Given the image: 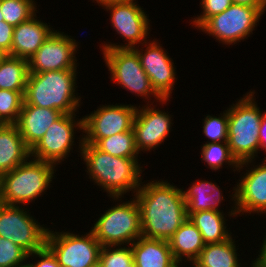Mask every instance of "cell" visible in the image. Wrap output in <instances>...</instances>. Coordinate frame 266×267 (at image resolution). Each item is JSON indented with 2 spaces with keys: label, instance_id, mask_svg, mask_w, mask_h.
<instances>
[{
  "label": "cell",
  "instance_id": "6da1fadb",
  "mask_svg": "<svg viewBox=\"0 0 266 267\" xmlns=\"http://www.w3.org/2000/svg\"><path fill=\"white\" fill-rule=\"evenodd\" d=\"M142 183L132 193L140 209L142 236L168 241L188 218L183 189L166 180Z\"/></svg>",
  "mask_w": 266,
  "mask_h": 267
},
{
  "label": "cell",
  "instance_id": "7a4b0ae2",
  "mask_svg": "<svg viewBox=\"0 0 266 267\" xmlns=\"http://www.w3.org/2000/svg\"><path fill=\"white\" fill-rule=\"evenodd\" d=\"M79 141L78 151L86 164L85 170L91 181L101 186L115 202L121 201L124 194L134 195L142 184V166L138 158H121L102 152L95 145ZM121 198V199H120ZM120 199V200H119Z\"/></svg>",
  "mask_w": 266,
  "mask_h": 267
},
{
  "label": "cell",
  "instance_id": "3957f363",
  "mask_svg": "<svg viewBox=\"0 0 266 267\" xmlns=\"http://www.w3.org/2000/svg\"><path fill=\"white\" fill-rule=\"evenodd\" d=\"M255 90L247 92L228 108L227 143L238 161L237 171L254 164L260 150L259 130L263 114L254 98ZM245 166V167H244ZM244 167V168H243Z\"/></svg>",
  "mask_w": 266,
  "mask_h": 267
},
{
  "label": "cell",
  "instance_id": "277c9868",
  "mask_svg": "<svg viewBox=\"0 0 266 267\" xmlns=\"http://www.w3.org/2000/svg\"><path fill=\"white\" fill-rule=\"evenodd\" d=\"M77 73V69L29 73L23 104L54 109L63 114L77 113L82 105L81 97L77 92L75 94Z\"/></svg>",
  "mask_w": 266,
  "mask_h": 267
},
{
  "label": "cell",
  "instance_id": "5b68a950",
  "mask_svg": "<svg viewBox=\"0 0 266 267\" xmlns=\"http://www.w3.org/2000/svg\"><path fill=\"white\" fill-rule=\"evenodd\" d=\"M30 159L0 176V203L24 206L47 192L55 178L56 165Z\"/></svg>",
  "mask_w": 266,
  "mask_h": 267
},
{
  "label": "cell",
  "instance_id": "8992f818",
  "mask_svg": "<svg viewBox=\"0 0 266 267\" xmlns=\"http://www.w3.org/2000/svg\"><path fill=\"white\" fill-rule=\"evenodd\" d=\"M92 225L91 231L102 246L131 245L142 236L140 209L136 198L116 203Z\"/></svg>",
  "mask_w": 266,
  "mask_h": 267
},
{
  "label": "cell",
  "instance_id": "52a82bcc",
  "mask_svg": "<svg viewBox=\"0 0 266 267\" xmlns=\"http://www.w3.org/2000/svg\"><path fill=\"white\" fill-rule=\"evenodd\" d=\"M105 66L111 73L110 79L117 85L150 100L151 96L162 105L170 99H162L152 88L150 79L141 66L137 52L131 48H116L101 50ZM151 95V96H150Z\"/></svg>",
  "mask_w": 266,
  "mask_h": 267
},
{
  "label": "cell",
  "instance_id": "ba28073f",
  "mask_svg": "<svg viewBox=\"0 0 266 267\" xmlns=\"http://www.w3.org/2000/svg\"><path fill=\"white\" fill-rule=\"evenodd\" d=\"M110 11L111 25L117 34L125 39L126 44H112L111 42L101 45L104 49L135 48L137 44H143L149 38V16L135 0H106L97 3ZM128 41V42H127Z\"/></svg>",
  "mask_w": 266,
  "mask_h": 267
},
{
  "label": "cell",
  "instance_id": "9c48e42d",
  "mask_svg": "<svg viewBox=\"0 0 266 267\" xmlns=\"http://www.w3.org/2000/svg\"><path fill=\"white\" fill-rule=\"evenodd\" d=\"M61 267H94L99 264L102 245L90 230L86 234L48 230L45 245Z\"/></svg>",
  "mask_w": 266,
  "mask_h": 267
},
{
  "label": "cell",
  "instance_id": "30bf717a",
  "mask_svg": "<svg viewBox=\"0 0 266 267\" xmlns=\"http://www.w3.org/2000/svg\"><path fill=\"white\" fill-rule=\"evenodd\" d=\"M26 210L0 203V237L12 241L29 255L45 247L50 228L40 225L30 210Z\"/></svg>",
  "mask_w": 266,
  "mask_h": 267
},
{
  "label": "cell",
  "instance_id": "8fae6325",
  "mask_svg": "<svg viewBox=\"0 0 266 267\" xmlns=\"http://www.w3.org/2000/svg\"><path fill=\"white\" fill-rule=\"evenodd\" d=\"M261 16L254 7L232 4L222 13L208 18L198 29L222 44L235 45L253 34Z\"/></svg>",
  "mask_w": 266,
  "mask_h": 267
},
{
  "label": "cell",
  "instance_id": "7c38bea8",
  "mask_svg": "<svg viewBox=\"0 0 266 267\" xmlns=\"http://www.w3.org/2000/svg\"><path fill=\"white\" fill-rule=\"evenodd\" d=\"M136 105H100L98 109L83 116V141L96 145L101 139L133 129Z\"/></svg>",
  "mask_w": 266,
  "mask_h": 267
},
{
  "label": "cell",
  "instance_id": "4fadbf2b",
  "mask_svg": "<svg viewBox=\"0 0 266 267\" xmlns=\"http://www.w3.org/2000/svg\"><path fill=\"white\" fill-rule=\"evenodd\" d=\"M77 113L63 114L46 131L41 140L30 150V157L59 165L73 149L75 131L83 132V117L75 120ZM76 130H75V129Z\"/></svg>",
  "mask_w": 266,
  "mask_h": 267
},
{
  "label": "cell",
  "instance_id": "5bb4252c",
  "mask_svg": "<svg viewBox=\"0 0 266 267\" xmlns=\"http://www.w3.org/2000/svg\"><path fill=\"white\" fill-rule=\"evenodd\" d=\"M72 36L55 30L28 59L29 73L77 69L78 44Z\"/></svg>",
  "mask_w": 266,
  "mask_h": 267
},
{
  "label": "cell",
  "instance_id": "9a60e30c",
  "mask_svg": "<svg viewBox=\"0 0 266 267\" xmlns=\"http://www.w3.org/2000/svg\"><path fill=\"white\" fill-rule=\"evenodd\" d=\"M262 164L253 165L241 176L238 183L233 187L231 211L227 212L230 218L244 213L266 215V157ZM238 214V215H237Z\"/></svg>",
  "mask_w": 266,
  "mask_h": 267
},
{
  "label": "cell",
  "instance_id": "2e32d148",
  "mask_svg": "<svg viewBox=\"0 0 266 267\" xmlns=\"http://www.w3.org/2000/svg\"><path fill=\"white\" fill-rule=\"evenodd\" d=\"M157 41V39H153L144 42L141 46L145 45V50L139 48V45L133 49L139 56L141 66L150 79L152 88L162 99H169L172 98V90H174V83L177 79L176 68L172 58L167 55L168 52L164 51Z\"/></svg>",
  "mask_w": 266,
  "mask_h": 267
},
{
  "label": "cell",
  "instance_id": "e0dca14e",
  "mask_svg": "<svg viewBox=\"0 0 266 267\" xmlns=\"http://www.w3.org/2000/svg\"><path fill=\"white\" fill-rule=\"evenodd\" d=\"M148 103L151 102L138 106L133 123L135 146L139 153L158 148L170 135L171 125L174 124L168 111L156 109V105L153 107L154 101Z\"/></svg>",
  "mask_w": 266,
  "mask_h": 267
},
{
  "label": "cell",
  "instance_id": "ac0fdd59",
  "mask_svg": "<svg viewBox=\"0 0 266 267\" xmlns=\"http://www.w3.org/2000/svg\"><path fill=\"white\" fill-rule=\"evenodd\" d=\"M36 15L14 27L11 51L7 55L28 60L55 31Z\"/></svg>",
  "mask_w": 266,
  "mask_h": 267
},
{
  "label": "cell",
  "instance_id": "d6986e66",
  "mask_svg": "<svg viewBox=\"0 0 266 267\" xmlns=\"http://www.w3.org/2000/svg\"><path fill=\"white\" fill-rule=\"evenodd\" d=\"M62 115L58 110L23 104L16 126L26 146L31 150Z\"/></svg>",
  "mask_w": 266,
  "mask_h": 267
},
{
  "label": "cell",
  "instance_id": "ffe728a7",
  "mask_svg": "<svg viewBox=\"0 0 266 267\" xmlns=\"http://www.w3.org/2000/svg\"><path fill=\"white\" fill-rule=\"evenodd\" d=\"M131 249L136 267H182L174 259L166 240L140 236L131 244Z\"/></svg>",
  "mask_w": 266,
  "mask_h": 267
},
{
  "label": "cell",
  "instance_id": "44dd1931",
  "mask_svg": "<svg viewBox=\"0 0 266 267\" xmlns=\"http://www.w3.org/2000/svg\"><path fill=\"white\" fill-rule=\"evenodd\" d=\"M30 157L16 124H0V176L13 170Z\"/></svg>",
  "mask_w": 266,
  "mask_h": 267
},
{
  "label": "cell",
  "instance_id": "7402d4cb",
  "mask_svg": "<svg viewBox=\"0 0 266 267\" xmlns=\"http://www.w3.org/2000/svg\"><path fill=\"white\" fill-rule=\"evenodd\" d=\"M168 242L173 257L179 264L182 261L196 260L205 246L200 231L189 218L176 230Z\"/></svg>",
  "mask_w": 266,
  "mask_h": 267
},
{
  "label": "cell",
  "instance_id": "603a6c76",
  "mask_svg": "<svg viewBox=\"0 0 266 267\" xmlns=\"http://www.w3.org/2000/svg\"><path fill=\"white\" fill-rule=\"evenodd\" d=\"M194 182L188 190L183 189L187 216L191 213L205 210L223 212V210H220L219 204L223 201L224 196L217 183L205 181V179Z\"/></svg>",
  "mask_w": 266,
  "mask_h": 267
},
{
  "label": "cell",
  "instance_id": "cb8c5ba5",
  "mask_svg": "<svg viewBox=\"0 0 266 267\" xmlns=\"http://www.w3.org/2000/svg\"><path fill=\"white\" fill-rule=\"evenodd\" d=\"M224 212L212 210L191 213L188 218L200 231L203 242L206 244L220 243L228 240L232 235L227 230Z\"/></svg>",
  "mask_w": 266,
  "mask_h": 267
},
{
  "label": "cell",
  "instance_id": "d4e9b609",
  "mask_svg": "<svg viewBox=\"0 0 266 267\" xmlns=\"http://www.w3.org/2000/svg\"><path fill=\"white\" fill-rule=\"evenodd\" d=\"M235 242L231 236L220 243L206 244L196 260L206 267H242Z\"/></svg>",
  "mask_w": 266,
  "mask_h": 267
},
{
  "label": "cell",
  "instance_id": "484cf974",
  "mask_svg": "<svg viewBox=\"0 0 266 267\" xmlns=\"http://www.w3.org/2000/svg\"><path fill=\"white\" fill-rule=\"evenodd\" d=\"M28 76V60L7 55L0 64V89L25 91Z\"/></svg>",
  "mask_w": 266,
  "mask_h": 267
},
{
  "label": "cell",
  "instance_id": "4316f807",
  "mask_svg": "<svg viewBox=\"0 0 266 267\" xmlns=\"http://www.w3.org/2000/svg\"><path fill=\"white\" fill-rule=\"evenodd\" d=\"M102 152L121 158H137L134 130L121 132L101 139L96 145Z\"/></svg>",
  "mask_w": 266,
  "mask_h": 267
},
{
  "label": "cell",
  "instance_id": "83f0119b",
  "mask_svg": "<svg viewBox=\"0 0 266 267\" xmlns=\"http://www.w3.org/2000/svg\"><path fill=\"white\" fill-rule=\"evenodd\" d=\"M201 160L207 163L211 170L217 171L225 165L238 170L239 163L230 152L227 142L205 143L201 147Z\"/></svg>",
  "mask_w": 266,
  "mask_h": 267
},
{
  "label": "cell",
  "instance_id": "f1b7e54d",
  "mask_svg": "<svg viewBox=\"0 0 266 267\" xmlns=\"http://www.w3.org/2000/svg\"><path fill=\"white\" fill-rule=\"evenodd\" d=\"M35 0H0L3 19L13 27L29 20L37 11Z\"/></svg>",
  "mask_w": 266,
  "mask_h": 267
},
{
  "label": "cell",
  "instance_id": "f546056e",
  "mask_svg": "<svg viewBox=\"0 0 266 267\" xmlns=\"http://www.w3.org/2000/svg\"><path fill=\"white\" fill-rule=\"evenodd\" d=\"M24 93L0 89V124H16L24 103Z\"/></svg>",
  "mask_w": 266,
  "mask_h": 267
},
{
  "label": "cell",
  "instance_id": "4dcf8cb0",
  "mask_svg": "<svg viewBox=\"0 0 266 267\" xmlns=\"http://www.w3.org/2000/svg\"><path fill=\"white\" fill-rule=\"evenodd\" d=\"M133 262L131 245L102 246L99 255L101 267H130Z\"/></svg>",
  "mask_w": 266,
  "mask_h": 267
},
{
  "label": "cell",
  "instance_id": "1f68e13d",
  "mask_svg": "<svg viewBox=\"0 0 266 267\" xmlns=\"http://www.w3.org/2000/svg\"><path fill=\"white\" fill-rule=\"evenodd\" d=\"M219 117L207 114L203 119V133L208 137L206 143L227 142L228 139V108Z\"/></svg>",
  "mask_w": 266,
  "mask_h": 267
},
{
  "label": "cell",
  "instance_id": "d6a6232c",
  "mask_svg": "<svg viewBox=\"0 0 266 267\" xmlns=\"http://www.w3.org/2000/svg\"><path fill=\"white\" fill-rule=\"evenodd\" d=\"M28 260V254L10 240L0 237V267H19Z\"/></svg>",
  "mask_w": 266,
  "mask_h": 267
},
{
  "label": "cell",
  "instance_id": "836d02e7",
  "mask_svg": "<svg viewBox=\"0 0 266 267\" xmlns=\"http://www.w3.org/2000/svg\"><path fill=\"white\" fill-rule=\"evenodd\" d=\"M200 6L202 8L201 15H197L191 21V26H194L196 29L199 28L208 18L220 14L230 7L233 2L232 0H201Z\"/></svg>",
  "mask_w": 266,
  "mask_h": 267
},
{
  "label": "cell",
  "instance_id": "e575fe53",
  "mask_svg": "<svg viewBox=\"0 0 266 267\" xmlns=\"http://www.w3.org/2000/svg\"><path fill=\"white\" fill-rule=\"evenodd\" d=\"M39 257L36 262L32 263L29 261V265L31 267H61L59 263L57 262L56 258L52 254V252L45 246L41 250L35 251L34 253H31L28 255V259L34 257ZM30 257V258H29Z\"/></svg>",
  "mask_w": 266,
  "mask_h": 267
},
{
  "label": "cell",
  "instance_id": "d590c367",
  "mask_svg": "<svg viewBox=\"0 0 266 267\" xmlns=\"http://www.w3.org/2000/svg\"><path fill=\"white\" fill-rule=\"evenodd\" d=\"M14 27L5 21H0V49L5 53L11 51Z\"/></svg>",
  "mask_w": 266,
  "mask_h": 267
},
{
  "label": "cell",
  "instance_id": "8d00e7d4",
  "mask_svg": "<svg viewBox=\"0 0 266 267\" xmlns=\"http://www.w3.org/2000/svg\"><path fill=\"white\" fill-rule=\"evenodd\" d=\"M233 4L256 8L262 15L266 10V0H232Z\"/></svg>",
  "mask_w": 266,
  "mask_h": 267
},
{
  "label": "cell",
  "instance_id": "74e56055",
  "mask_svg": "<svg viewBox=\"0 0 266 267\" xmlns=\"http://www.w3.org/2000/svg\"><path fill=\"white\" fill-rule=\"evenodd\" d=\"M263 240L264 241L262 243V246L260 247V251H258V258L252 261V263L250 264L251 267H266V235Z\"/></svg>",
  "mask_w": 266,
  "mask_h": 267
},
{
  "label": "cell",
  "instance_id": "f35d334b",
  "mask_svg": "<svg viewBox=\"0 0 266 267\" xmlns=\"http://www.w3.org/2000/svg\"><path fill=\"white\" fill-rule=\"evenodd\" d=\"M259 142H260V149H264L266 152V112L263 114L260 123Z\"/></svg>",
  "mask_w": 266,
  "mask_h": 267
},
{
  "label": "cell",
  "instance_id": "ab89813d",
  "mask_svg": "<svg viewBox=\"0 0 266 267\" xmlns=\"http://www.w3.org/2000/svg\"><path fill=\"white\" fill-rule=\"evenodd\" d=\"M192 263V267H206L199 263L197 260H189Z\"/></svg>",
  "mask_w": 266,
  "mask_h": 267
},
{
  "label": "cell",
  "instance_id": "60d3db41",
  "mask_svg": "<svg viewBox=\"0 0 266 267\" xmlns=\"http://www.w3.org/2000/svg\"><path fill=\"white\" fill-rule=\"evenodd\" d=\"M6 56L7 53H5L2 49H0V64Z\"/></svg>",
  "mask_w": 266,
  "mask_h": 267
},
{
  "label": "cell",
  "instance_id": "b9f144b4",
  "mask_svg": "<svg viewBox=\"0 0 266 267\" xmlns=\"http://www.w3.org/2000/svg\"><path fill=\"white\" fill-rule=\"evenodd\" d=\"M0 21H4V19H3V14H2V12H1V4H0Z\"/></svg>",
  "mask_w": 266,
  "mask_h": 267
},
{
  "label": "cell",
  "instance_id": "7bdbcfd3",
  "mask_svg": "<svg viewBox=\"0 0 266 267\" xmlns=\"http://www.w3.org/2000/svg\"><path fill=\"white\" fill-rule=\"evenodd\" d=\"M19 267H31V266L28 263H25L24 265L19 266Z\"/></svg>",
  "mask_w": 266,
  "mask_h": 267
},
{
  "label": "cell",
  "instance_id": "ee69618b",
  "mask_svg": "<svg viewBox=\"0 0 266 267\" xmlns=\"http://www.w3.org/2000/svg\"><path fill=\"white\" fill-rule=\"evenodd\" d=\"M96 1V3H100V2H103V1H106V0H93V2Z\"/></svg>",
  "mask_w": 266,
  "mask_h": 267
},
{
  "label": "cell",
  "instance_id": "f6af8a7d",
  "mask_svg": "<svg viewBox=\"0 0 266 267\" xmlns=\"http://www.w3.org/2000/svg\"><path fill=\"white\" fill-rule=\"evenodd\" d=\"M130 267H136L134 261L130 264Z\"/></svg>",
  "mask_w": 266,
  "mask_h": 267
}]
</instances>
